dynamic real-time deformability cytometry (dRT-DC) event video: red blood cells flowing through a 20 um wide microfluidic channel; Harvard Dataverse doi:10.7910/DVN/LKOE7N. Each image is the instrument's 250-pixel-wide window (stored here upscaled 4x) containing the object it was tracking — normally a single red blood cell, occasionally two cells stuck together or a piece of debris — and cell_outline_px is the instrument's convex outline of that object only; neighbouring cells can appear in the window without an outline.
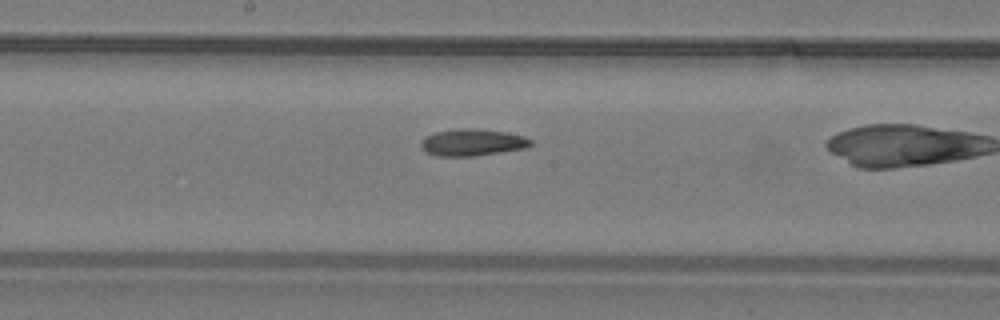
{"species": "common noctule bat (a hibernating species)", "species_latin": "Nyctalus noctula", "temperature_condition": "warm", "stored_images_in_passage": 22, "camera_frame_rate_fps": 3000, "um_per_image_px": 0.085, "animal": {"sex": "male", "body_mass_g": 19.2, "forearm_length_mm": 51.8}, "frame": {"image": 1, "passage_image": 13, "time_ms": 4.0, "image_size_px": [1000, 320], "cell_outline_px": [[532, 144], [524, 148], [500, 152], [472, 156], [436, 156], [424, 152], [420, 144], [424, 136], [436, 132], [456, 128], [472, 128], [504, 132], [524, 136], [532, 140]], "centroid_in_image_um": [40.1, 12.1], "position_along_channel_um": 208.1, "area_um2": 17.17}}